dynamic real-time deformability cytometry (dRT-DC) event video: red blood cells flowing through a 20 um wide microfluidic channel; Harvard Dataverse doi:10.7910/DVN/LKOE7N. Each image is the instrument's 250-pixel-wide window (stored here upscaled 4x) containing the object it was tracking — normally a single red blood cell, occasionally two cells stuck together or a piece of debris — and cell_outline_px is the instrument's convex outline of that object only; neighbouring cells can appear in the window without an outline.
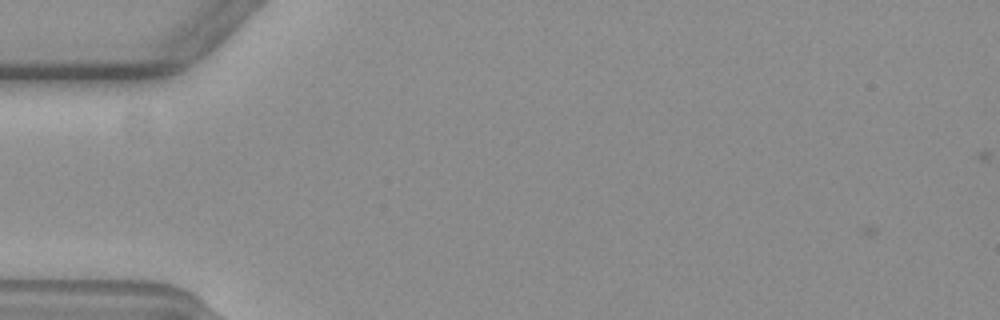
{"species": "common noctule bat (a hibernating species)", "species_latin": "Nyctalus noctula", "temperature_condition": "warm", "stored_images_in_passage": 4, "camera_frame_rate_fps": 3000, "um_per_image_px": 0.085, "animal": {"sex": "female", "body_mass_g": 19.3, "forearm_length_mm": 54.1}, "frame": {"image": 1, "passage_image": 2, "time_ms": 0.333, "image_size_px": [1000, 320], "cell_outline_px": [[276, 68], [240, 112], [220, 128], [192, 136], [192, 132], [204, 112], [260, 68]], "centroid_in_image_um": [19.71, 8.73], "position_along_channel_um": 65.3, "area_um2": 12.6}}